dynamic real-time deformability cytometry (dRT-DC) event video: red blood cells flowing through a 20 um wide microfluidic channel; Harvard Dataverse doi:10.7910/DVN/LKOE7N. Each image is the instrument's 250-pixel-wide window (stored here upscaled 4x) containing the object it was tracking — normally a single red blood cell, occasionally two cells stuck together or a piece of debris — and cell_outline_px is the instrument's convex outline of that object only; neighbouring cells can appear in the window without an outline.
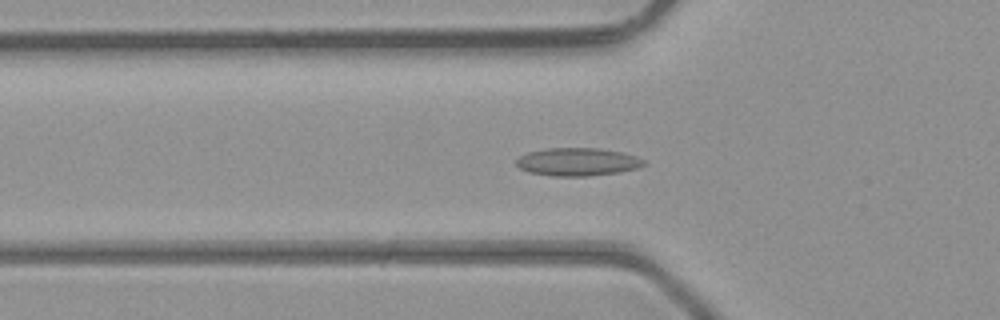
{"species": "common noctule bat (a hibernating species)", "species_latin": "Nyctalus noctula", "temperature_condition": "room temperature", "stored_images_in_passage": 47, "camera_frame_rate_fps": 3000, "um_per_image_px": 0.085, "animal": {"sex": "male", "body_mass_g": 23.1, "forearm_length_mm": 52.7}, "frame": {"image": 1, "passage_image": 16, "time_ms": 5.0, "image_size_px": [1000, 320], "cell_outline_px": [[644, 164], [636, 168], [620, 172], [588, 176], [552, 176], [528, 172], [520, 168], [516, 164], [516, 160], [520, 156], [528, 152], [548, 148], [596, 148], [624, 152], [636, 156], [644, 160]], "centroid_in_image_um": [49.08, 13.76], "position_along_channel_um": 76.7, "area_um2": 20.75}}
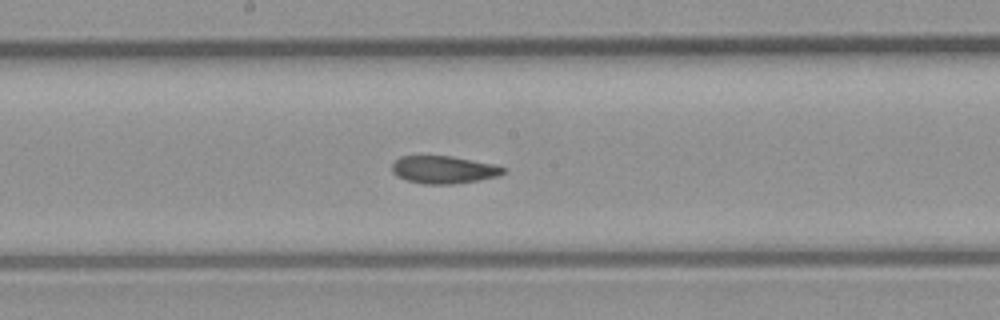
{"frame": {"image": 2, "passage_image": 25, "time_ms": 8.0, "image_size_px": [1000, 320], "cell_outline_px": [[508, 168], [504, 172], [496, 176], [480, 180], [452, 184], [424, 184], [408, 180], [396, 176], [392, 172], [392, 164], [400, 156], [452, 156], [496, 164]], "centroid_in_image_um": [37.73, 14.42], "position_along_channel_um": 210.5, "area_um2": 17.98}}
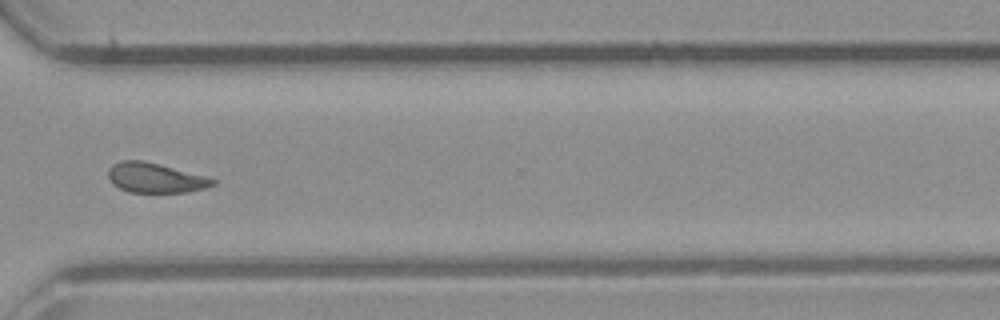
{"frame": {"image": 3, "passage_image": 35, "time_ms": 11.333, "image_size_px": [1000, 320], "cell_outline_px": [[216, 184], [208, 188], [188, 192], [128, 192], [112, 184], [108, 176], [108, 168], [112, 164], [120, 160], [144, 160], [208, 176], [216, 180]], "centroid_in_image_um": [13.22, 15.11], "position_along_channel_um": 357.4, "area_um2": 18.5}, "authors_computed_cell_mechanics": {"area_um2": 18.7272, "velocity_mm_per_s": 4.4091, "shape_relaxation_time_tau1_ms": null, "shape_relaxation_time_tau2_ms": 2.2654, "deformation_change_tau1": null, "deformation_change_tau2": 0.0804}}